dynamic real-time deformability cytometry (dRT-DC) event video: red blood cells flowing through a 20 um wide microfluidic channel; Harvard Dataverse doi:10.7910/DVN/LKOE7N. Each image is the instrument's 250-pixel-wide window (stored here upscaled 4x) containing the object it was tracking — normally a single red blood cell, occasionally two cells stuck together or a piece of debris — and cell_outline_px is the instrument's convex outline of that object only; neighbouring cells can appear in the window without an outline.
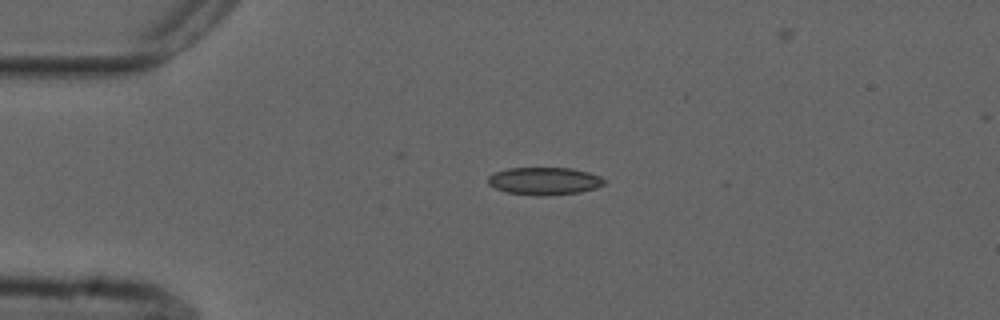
{"species": "common noctule bat (a hibernating species)", "species_latin": "Nyctalus noctula", "temperature_condition": "cold", "stored_images_in_passage": 6, "camera_frame_rate_fps": 3000, "um_per_image_px": 0.085, "animal": {"sex": "male", "forearm_length_mm": 52.5}, "frame": {"image": 1, "passage_image": 4, "time_ms": 1.0, "image_size_px": [1000, 320], "cell_outline_px": [[604, 184], [596, 188], [580, 192], [540, 196], [508, 192], [496, 188], [488, 184], [488, 176], [492, 172], [508, 168], [572, 168], [588, 172], [600, 176], [604, 180]], "centroid_in_image_um": [46.25, 15.38], "position_along_channel_um": 38.7, "area_um2": 18.61}}
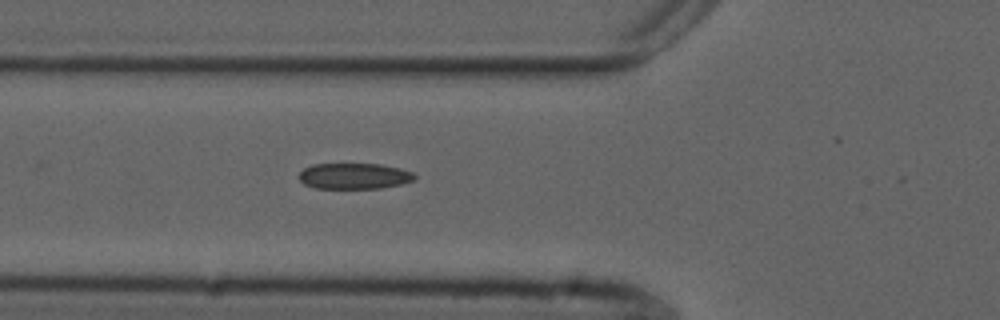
{"frame": {"image": 2, "passage_image": 6, "time_ms": 1.667, "image_size_px": [1000, 320], "cell_outline_px": [[416, 180], [400, 184], [380, 188], [316, 188], [304, 184], [296, 176], [304, 168], [312, 164], [380, 164], [400, 168], [412, 172], [416, 176]], "centroid_in_image_um": [30.09, 14.96], "position_along_channel_um": 95.7, "area_um2": 17.51}}